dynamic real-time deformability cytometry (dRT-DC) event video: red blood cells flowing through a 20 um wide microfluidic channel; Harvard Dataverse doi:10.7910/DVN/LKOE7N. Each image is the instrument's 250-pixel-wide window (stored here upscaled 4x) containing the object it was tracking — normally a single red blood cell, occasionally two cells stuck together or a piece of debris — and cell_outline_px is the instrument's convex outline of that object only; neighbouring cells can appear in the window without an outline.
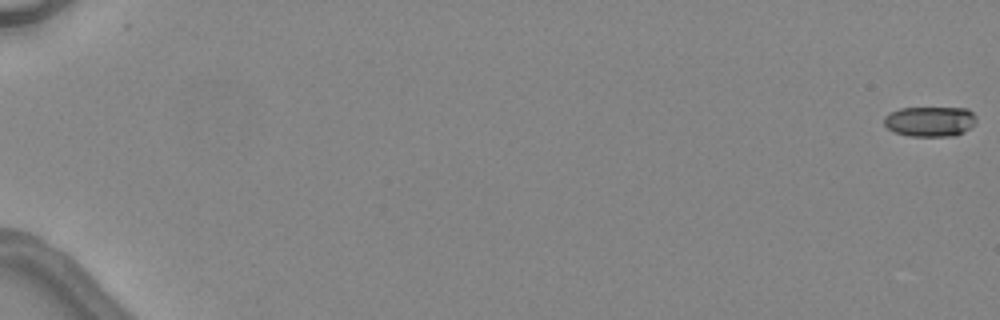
{"species": "common noctule bat (a hibernating species)", "species_latin": "Nyctalus noctula", "temperature_condition": "warm", "stored_images_in_passage": 6, "camera_frame_rate_fps": 3000, "um_per_image_px": 0.085, "animal": {"sex": "female", "body_mass_g": 24.6, "forearm_length_mm": 56.2}, "frame": {"image": 1, "passage_image": 1, "time_ms": 0.0, "image_size_px": [1000, 320], "cell_outline_px": [[976, 124], [964, 132], [956, 136], [908, 136], [892, 132], [884, 124], [884, 116], [888, 112], [900, 108], [968, 108], [976, 116]], "centroid_in_image_um": [79.05, 10.32], "position_along_channel_um": 6.0, "area_um2": 16.53}}
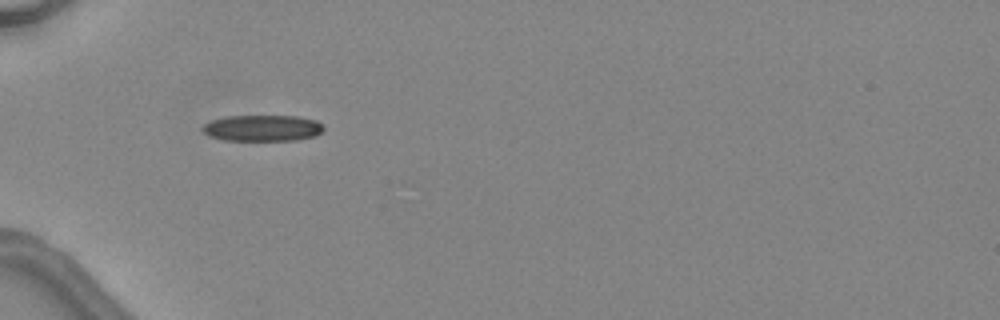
{"frame": {"image": 2, "passage_image": 5, "time_ms": 6.0, "image_size_px": [1000, 320], "cell_outline_px": [[324, 128], [316, 136], [296, 140], [224, 140], [208, 136], [200, 128], [204, 124], [212, 120], [228, 116], [296, 116], [316, 120], [324, 124]], "centroid_in_image_um": [22.32, 10.88], "position_along_channel_um": 62.7, "area_um2": 18.55}}